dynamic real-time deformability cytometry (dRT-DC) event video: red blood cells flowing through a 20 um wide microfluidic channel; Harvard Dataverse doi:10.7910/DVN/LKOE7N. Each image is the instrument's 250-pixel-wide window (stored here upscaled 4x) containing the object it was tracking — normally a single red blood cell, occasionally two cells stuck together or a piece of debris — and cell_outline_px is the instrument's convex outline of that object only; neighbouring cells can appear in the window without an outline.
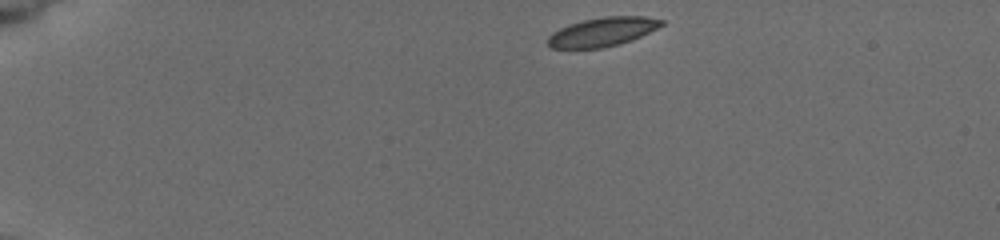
{"species": "common noctule bat (a hibernating species)", "species_latin": "Nyctalus noctula", "temperature_condition": "cold", "stored_images_in_passage": 63, "camera_frame_rate_fps": 3000, "um_per_image_px": 0.085, "animal": {"sex": "female", "body_mass_g": 19.5, "forearm_length_mm": 54.1}, "frame": {"image": 1, "passage_image": 1, "time_ms": 0.0, "image_size_px": [1000, 240], "cell_outline_px": [[664, 24], [632, 40], [620, 44], [600, 48], [552, 48], [548, 44], [548, 36], [552, 32], [568, 24], [584, 20], [604, 16], [644, 16], [664, 20]], "centroid_in_image_um": [51.2, 2.7], "position_along_channel_um": 33.8, "area_um2": 19.07}}
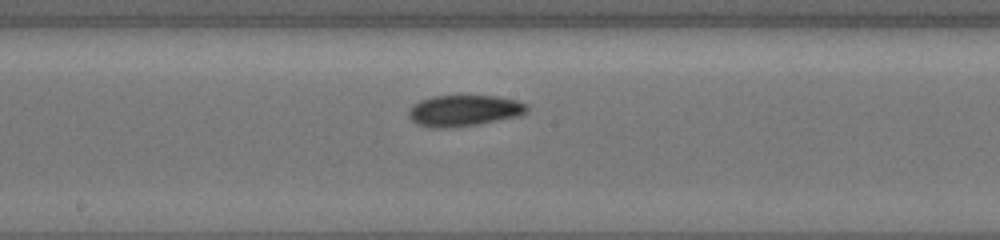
{"frame": {"image": 2, "passage_image": 23, "time_ms": 6.667, "image_size_px": [1000, 240], "cell_outline_px": [[528, 112], [520, 116], [476, 124], [444, 128], [432, 128], [416, 124], [408, 116], [408, 108], [412, 104], [420, 100], [432, 96], [496, 96], [516, 100], [528, 104]], "centroid_in_image_um": [39.42, 9.4], "position_along_channel_um": 208.8, "area_um2": 21.62}}
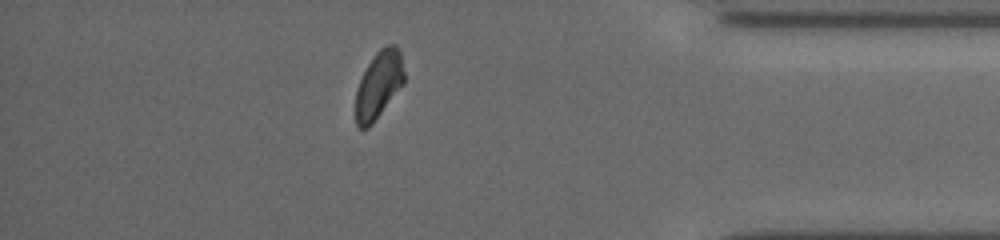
{"frame": {"image": 3, "passage_image": 52, "time_ms": 12.333, "image_size_px": [1000, 240], "cell_outline_px": [[404, 84], [372, 124], [368, 128], [360, 128], [356, 124], [356, 92], [360, 80], [368, 64], [376, 52], [380, 48], [388, 44], [396, 44], [400, 52], [404, 72]], "centroid_in_image_um": [32.21, 7.2], "position_along_channel_um": 403.0, "area_um2": 18.9}, "authors_computed_cell_mechanics": {"area_um2": 19.9988, "velocity_mm_per_s": 3.8677, "shape_relaxation_time_tau1_ms": 3.4442, "shape_relaxation_time_tau2_ms": 3.0073, "deformation_change_tau1": 0.0777, "deformation_change_tau2": 0.0695}}